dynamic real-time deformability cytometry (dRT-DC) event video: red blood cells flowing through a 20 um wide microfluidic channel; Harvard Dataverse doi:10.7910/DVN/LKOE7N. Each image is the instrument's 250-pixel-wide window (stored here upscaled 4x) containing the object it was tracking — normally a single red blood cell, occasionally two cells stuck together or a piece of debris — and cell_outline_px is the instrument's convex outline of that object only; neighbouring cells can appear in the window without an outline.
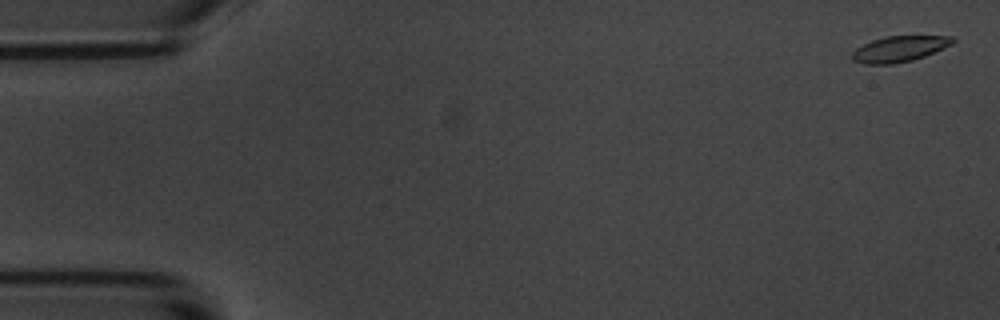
{"species": "common noctule bat (a hibernating species)", "species_latin": "Nyctalus noctula", "temperature_condition": "room temperature", "stored_images_in_passage": 5, "camera_frame_rate_fps": 3000, "um_per_image_px": 0.085, "animal": {"sex": "male", "body_mass_g": 20.1, "forearm_length_mm": 53.5}, "frame": {"image": 1, "passage_image": 1, "time_ms": 0.0, "image_size_px": [1000, 320], "cell_outline_px": [[956, 40], [952, 44], [924, 56], [912, 60], [892, 64], [864, 64], [852, 60], [852, 52], [856, 48], [872, 40], [884, 36], [956, 36]], "centroid_in_image_um": [76.44, 4.15], "position_along_channel_um": 8.6, "area_um2": 15.09}}
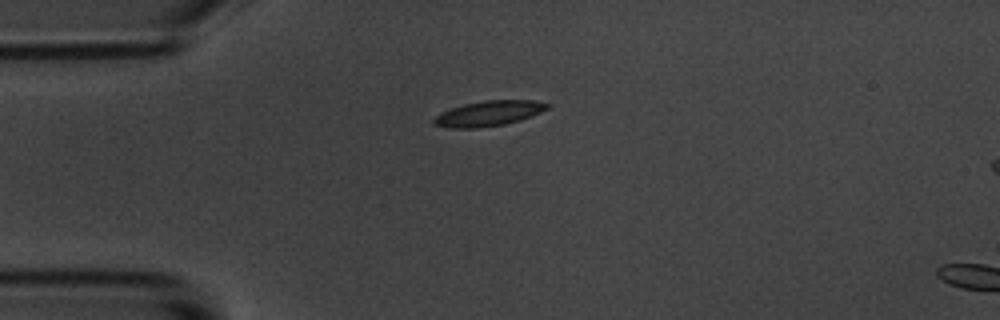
{"frame": {"image": 2, "passage_image": 4, "time_ms": 4.333, "image_size_px": [1000, 320], "cell_outline_px": [[552, 104], [548, 108], [532, 116], [520, 120], [504, 124], [476, 128], [456, 128], [432, 124], [432, 116], [452, 108], [464, 104], [484, 100], [532, 100]], "centroid_in_image_um": [41.53, 9.63], "position_along_channel_um": 43.5, "area_um2": 16.65}}